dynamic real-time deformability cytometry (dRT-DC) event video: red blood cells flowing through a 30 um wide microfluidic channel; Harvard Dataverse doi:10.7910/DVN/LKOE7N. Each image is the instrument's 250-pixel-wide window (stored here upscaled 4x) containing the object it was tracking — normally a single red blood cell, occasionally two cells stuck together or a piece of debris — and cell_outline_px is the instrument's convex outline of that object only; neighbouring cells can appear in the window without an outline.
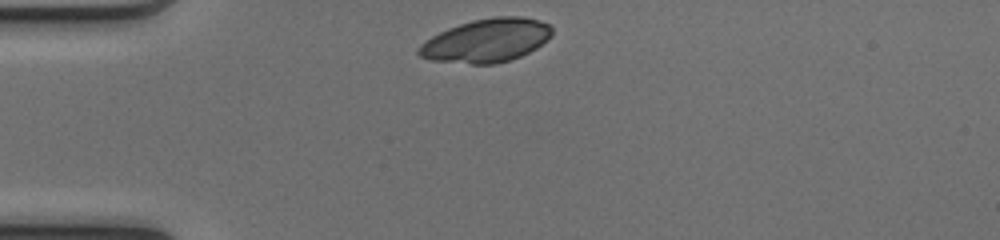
{"species": "common noctule bat (a hibernating species)", "species_latin": "Nyctalus noctula", "temperature_condition": "cold", "stored_images_in_passage": 31, "camera_frame_rate_fps": 3000, "um_per_image_px": 0.085, "animal": {"sex": "female", "body_mass_g": 17.0, "forearm_length_mm": 48.0}, "frame": {"image": 1, "passage_image": 1, "time_ms": 0.0, "image_size_px": [1000, 240], "cell_outline_px": [[552, 36], [548, 40], [536, 48], [520, 56], [496, 64], [472, 64], [432, 60], [420, 56], [416, 52], [420, 44], [432, 36], [448, 28], [472, 20], [496, 16], [524, 16], [548, 24], [552, 28]], "centroid_in_image_um": [41.35, 3.44], "position_along_channel_um": 43.6, "area_um2": 33.64}}
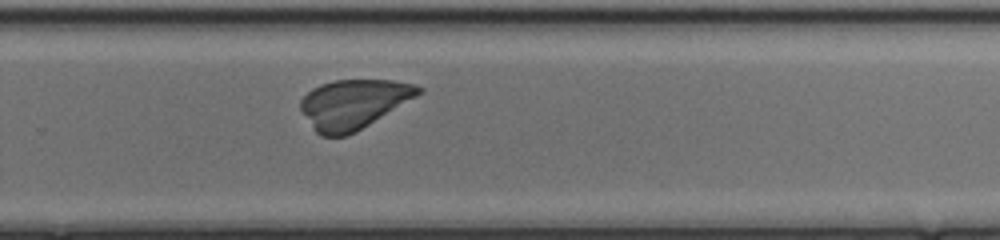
{"frame": {"image": 2, "passage_image": 22, "time_ms": 7.0, "image_size_px": [1000, 240], "cell_outline_px": [[424, 92], [368, 124], [344, 136], [320, 136], [312, 128], [300, 108], [300, 100], [312, 88], [320, 84], [332, 80], [392, 80], [416, 84], [424, 88]], "centroid_in_image_um": [30.04, 8.81], "position_along_channel_um": 299.8, "area_um2": 33.58}}